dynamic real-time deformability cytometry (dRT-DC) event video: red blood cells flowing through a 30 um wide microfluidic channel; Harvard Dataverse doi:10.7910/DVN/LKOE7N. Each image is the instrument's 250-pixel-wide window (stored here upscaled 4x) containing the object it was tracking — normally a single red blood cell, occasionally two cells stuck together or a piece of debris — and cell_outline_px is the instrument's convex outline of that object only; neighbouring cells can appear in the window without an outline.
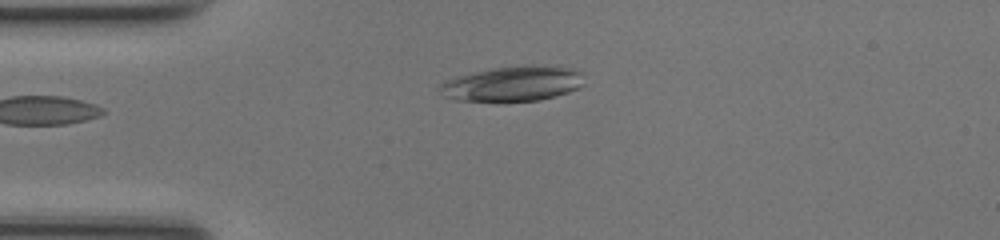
{"species": "common noctule bat (a hibernating species)", "species_latin": "Nyctalus noctula", "temperature_condition": "room temperature", "stored_images_in_passage": 27, "camera_frame_rate_fps": 3000, "um_per_image_px": 0.085, "animal": {"sex": "female", "body_mass_g": 17.0, "forearm_length_mm": 48.0}, "frame": {"image": 1, "passage_image": 1, "time_ms": 0.0, "image_size_px": [1000, 240], "cell_outline_px": [[584, 84], [568, 92], [556, 96], [540, 100], [456, 100], [444, 96], [436, 88], [444, 80], [476, 72], [496, 68], [568, 68], [584, 72]], "centroid_in_image_um": [43.56, 7.15], "position_along_channel_um": 41.4, "area_um2": 28.15}}
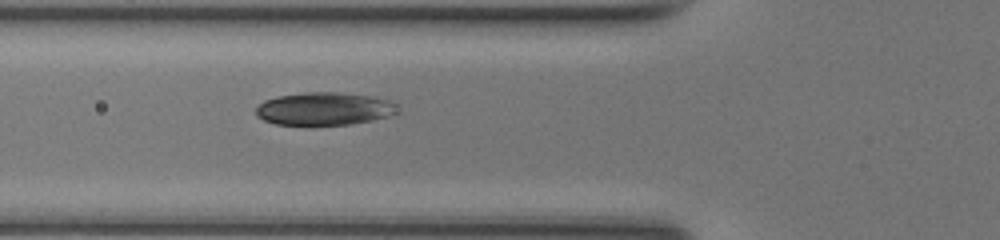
{"frame": {"image": 2, "passage_image": 7, "time_ms": 2.0, "image_size_px": [1000, 240], "cell_outline_px": [[396, 112], [388, 116], [372, 120], [348, 124], [276, 124], [264, 120], [256, 116], [256, 108], [264, 100], [276, 96], [304, 92], [340, 92], [368, 96], [388, 100], [392, 104]], "centroid_in_image_um": [27.47, 9.23], "position_along_channel_um": 98.3, "area_um2": 26.59}}
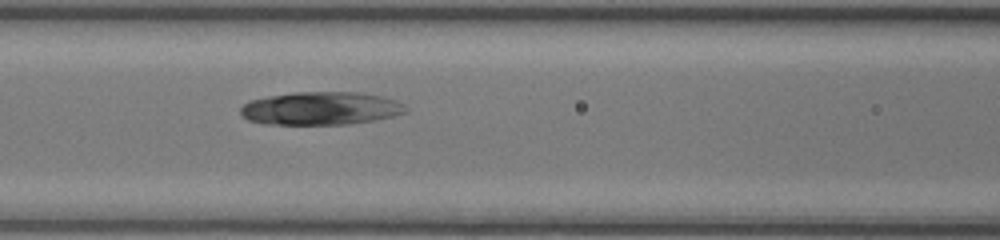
{"frame": {"image": 3, "passage_image": 10, "time_ms": 3.0, "image_size_px": [1000, 240], "cell_outline_px": [[408, 108], [404, 112], [392, 116], [372, 120], [348, 124], [268, 124], [248, 120], [240, 112], [240, 108], [248, 100], [268, 96], [296, 92], [364, 92], [396, 100], [404, 104]], "centroid_in_image_um": [27.25, 9.2], "position_along_channel_um": 139.3, "area_um2": 31.73}}